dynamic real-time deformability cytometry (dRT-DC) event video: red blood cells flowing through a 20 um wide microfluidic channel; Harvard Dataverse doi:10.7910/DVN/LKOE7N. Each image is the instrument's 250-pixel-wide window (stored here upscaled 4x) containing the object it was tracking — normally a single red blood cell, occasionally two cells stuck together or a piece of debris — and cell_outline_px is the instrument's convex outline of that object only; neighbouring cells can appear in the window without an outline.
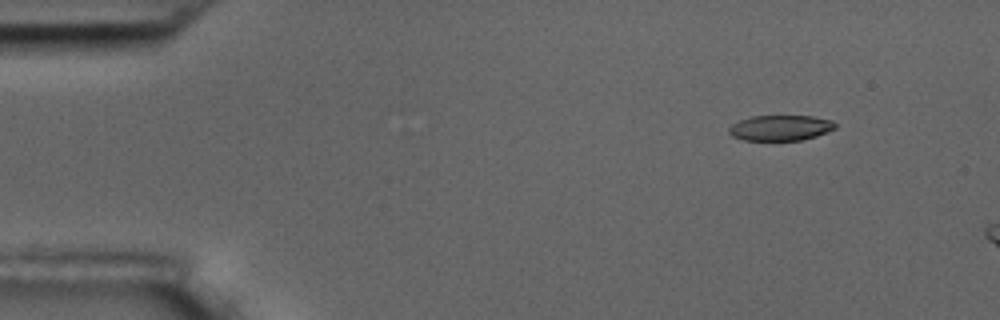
{"species": "common noctule bat (a hibernating species)", "species_latin": "Nyctalus noctula", "temperature_condition": "room temperature", "stored_images_in_passage": 4, "camera_frame_rate_fps": 3000, "um_per_image_px": 0.085, "animal": {"sex": "male", "body_mass_g": 17.5, "forearm_length_mm": 52.3}, "frame": {"image": 1, "passage_image": 1, "time_ms": 0.0, "image_size_px": [1000, 320], "cell_outline_px": [[836, 128], [816, 136], [804, 140], [744, 140], [732, 136], [728, 132], [728, 128], [732, 124], [740, 120], [752, 116], [812, 116], [832, 120], [836, 124]], "centroid_in_image_um": [66.34, 10.87], "position_along_channel_um": 18.7, "area_um2": 15.78}}